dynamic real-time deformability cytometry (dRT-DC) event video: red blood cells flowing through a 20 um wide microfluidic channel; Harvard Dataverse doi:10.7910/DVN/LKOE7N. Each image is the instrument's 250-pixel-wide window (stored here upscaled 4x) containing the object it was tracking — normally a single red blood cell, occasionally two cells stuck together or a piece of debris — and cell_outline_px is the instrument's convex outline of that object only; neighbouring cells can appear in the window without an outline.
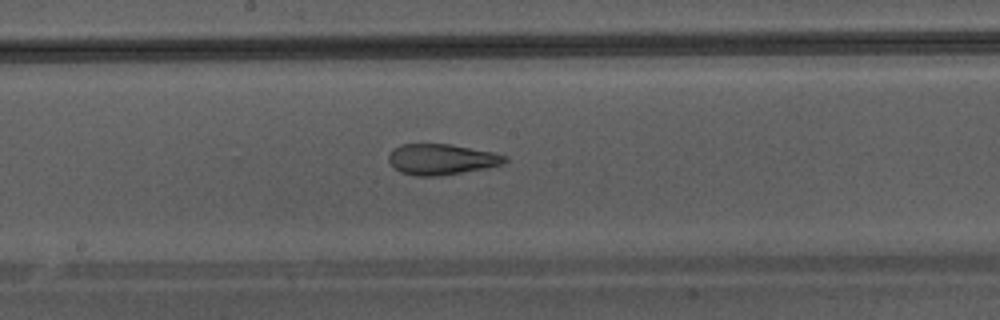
{"species": "Egyptian fruit bat (a non-hibernating species)", "species_latin": "Rousettus aegyptiacus", "temperature_condition": "warm", "stored_images_in_passage": 25, "camera_frame_rate_fps": 3000, "um_per_image_px": 0.085, "animal": {"sex": "male"}, "frame": {"image": 1, "passage_image": 11, "time_ms": 3.333, "image_size_px": [1000, 320], "cell_outline_px": [[508, 160], [504, 164], [484, 168], [440, 176], [416, 176], [400, 172], [392, 168], [388, 160], [388, 152], [392, 148], [400, 144], [448, 144], [492, 152], [508, 156]], "centroid_in_image_um": [37.47, 13.54], "position_along_channel_um": 210.7, "area_um2": 20.98}}
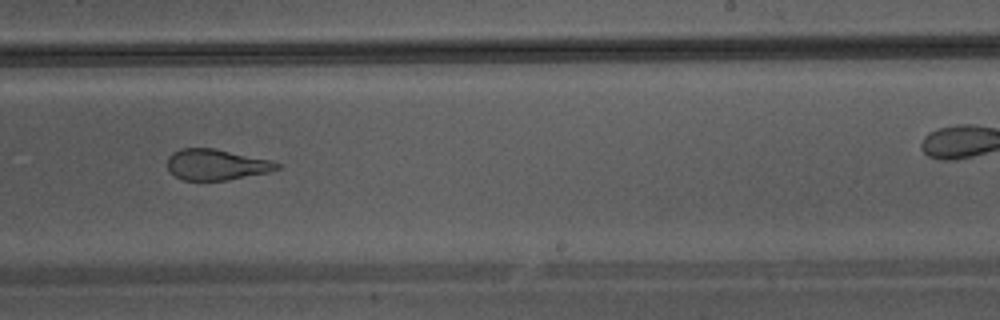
{"frame": {"image": 2, "passage_image": 15, "time_ms": 4.667, "image_size_px": [1000, 320], "cell_outline_px": [[280, 168], [268, 172], [228, 180], [184, 180], [176, 176], [168, 168], [168, 156], [172, 152], [180, 148], [212, 148], [272, 160], [280, 164]], "centroid_in_image_um": [18.39, 13.99], "position_along_channel_um": 270.6, "area_um2": 19.59}}